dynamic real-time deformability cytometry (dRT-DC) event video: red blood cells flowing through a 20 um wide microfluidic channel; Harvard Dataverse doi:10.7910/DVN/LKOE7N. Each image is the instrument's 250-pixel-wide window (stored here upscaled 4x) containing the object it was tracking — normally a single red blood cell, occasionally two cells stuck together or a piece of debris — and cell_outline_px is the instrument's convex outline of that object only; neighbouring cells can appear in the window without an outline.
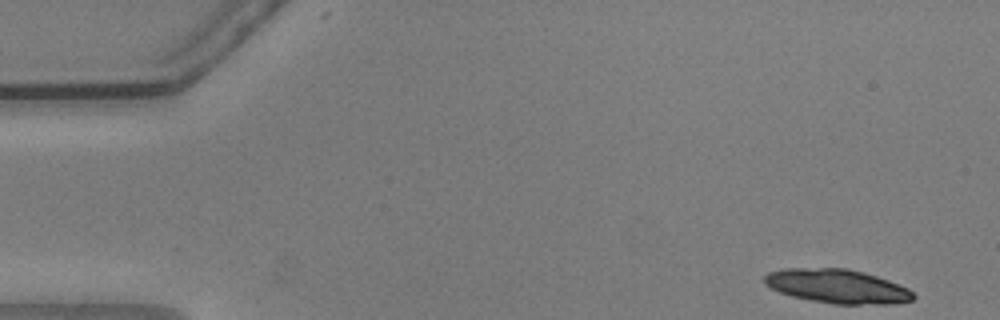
{"species": "common noctule bat (a hibernating species)", "species_latin": "Nyctalus noctula", "temperature_condition": "warm", "stored_images_in_passage": 23, "camera_frame_rate_fps": 3000, "um_per_image_px": 0.085, "animal": {"sex": "male", "body_mass_g": 20.5, "forearm_length_mm": 52.5}, "frame": {"image": 1, "passage_image": 1, "time_ms": 0.0, "image_size_px": [1000, 320], "cell_outline_px": [[916, 296], [912, 300], [892, 304], [832, 304], [792, 296], [780, 292], [764, 284], [764, 276], [768, 272], [780, 268], [844, 268], [864, 272], [888, 280], [908, 288]], "centroid_in_image_um": [71.15, 24.33], "position_along_channel_um": 13.9, "area_um2": 29.48}}